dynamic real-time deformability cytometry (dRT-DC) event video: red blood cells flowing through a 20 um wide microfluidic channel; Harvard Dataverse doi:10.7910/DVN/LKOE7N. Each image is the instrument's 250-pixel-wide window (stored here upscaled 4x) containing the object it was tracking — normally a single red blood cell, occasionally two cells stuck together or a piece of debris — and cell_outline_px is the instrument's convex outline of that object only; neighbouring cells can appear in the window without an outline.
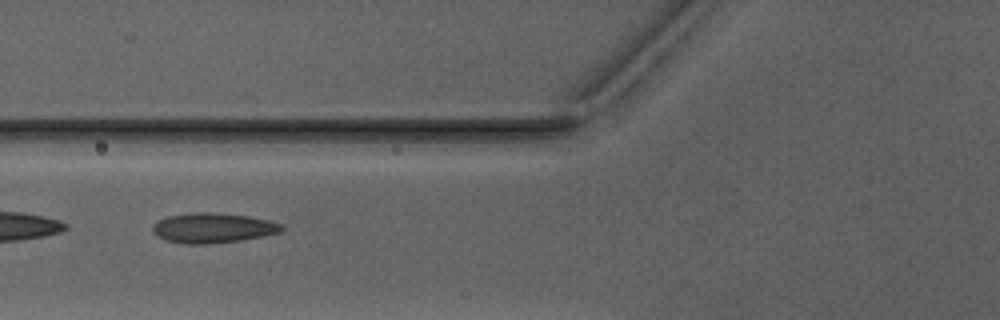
{"species": "Egyptian fruit bat (a non-hibernating species)", "species_latin": "Rousettus aegyptiacus", "temperature_condition": "warm", "stored_images_in_passage": 7, "camera_frame_rate_fps": 3000, "um_per_image_px": 0.085, "animal": {"sex": "male"}, "frame": {"image": 1, "passage_image": 6, "time_ms": 7.0, "image_size_px": [1000, 320], "cell_outline_px": [[284, 228], [280, 232], [240, 240], [208, 244], [184, 244], [164, 240], [156, 236], [152, 232], [152, 224], [168, 216], [192, 212], [212, 212], [248, 216], [268, 220], [280, 224]], "centroid_in_image_um": [18.02, 19.37], "position_along_channel_um": 107.8, "area_um2": 22.48}}
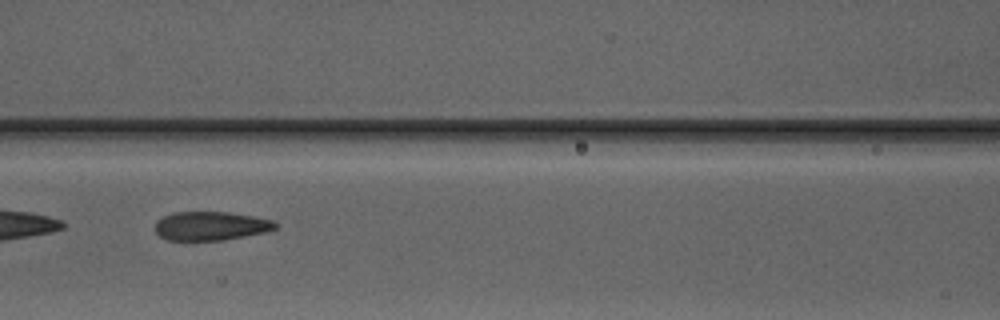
{"frame": {"image": 2, "passage_image": 7, "time_ms": 8.0, "image_size_px": [1000, 320], "cell_outline_px": [[276, 228], [264, 232], [244, 236], [220, 240], [168, 240], [160, 236], [156, 232], [156, 220], [172, 212], [228, 212], [252, 216], [272, 220], [276, 224]], "centroid_in_image_um": [17.87, 19.2], "position_along_channel_um": 148.7, "area_um2": 19.94}}